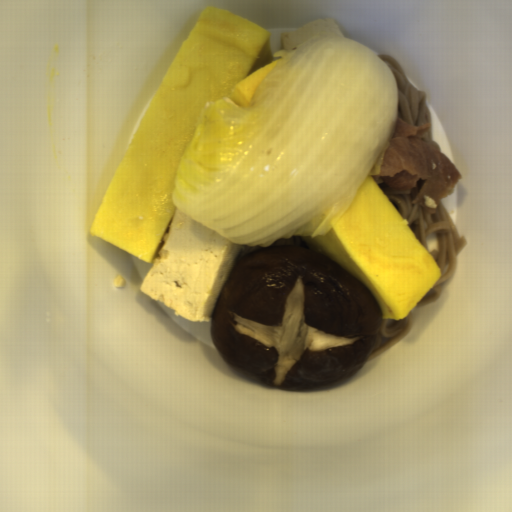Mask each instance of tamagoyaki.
Segmentation results:
<instances>
[{"mask_svg":"<svg viewBox=\"0 0 512 512\" xmlns=\"http://www.w3.org/2000/svg\"><path fill=\"white\" fill-rule=\"evenodd\" d=\"M269 30L204 8L143 113L97 212L90 236L147 264L159 258L177 206L178 172L206 103L250 105L276 60L251 70Z\"/></svg>","mask_w":512,"mask_h":512,"instance_id":"1","label":"tamagoyaki"},{"mask_svg":"<svg viewBox=\"0 0 512 512\" xmlns=\"http://www.w3.org/2000/svg\"><path fill=\"white\" fill-rule=\"evenodd\" d=\"M372 176L323 237H300L365 285L378 303L381 321H402L418 308L442 270Z\"/></svg>","mask_w":512,"mask_h":512,"instance_id":"2","label":"tamagoyaki"}]
</instances>
